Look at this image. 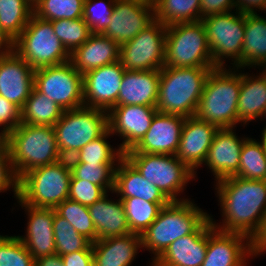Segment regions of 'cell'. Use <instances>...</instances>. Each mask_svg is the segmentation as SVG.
Masks as SVG:
<instances>
[{
    "label": "cell",
    "mask_w": 266,
    "mask_h": 266,
    "mask_svg": "<svg viewBox=\"0 0 266 266\" xmlns=\"http://www.w3.org/2000/svg\"><path fill=\"white\" fill-rule=\"evenodd\" d=\"M164 66L214 68L201 20L166 26Z\"/></svg>",
    "instance_id": "obj_7"
},
{
    "label": "cell",
    "mask_w": 266,
    "mask_h": 266,
    "mask_svg": "<svg viewBox=\"0 0 266 266\" xmlns=\"http://www.w3.org/2000/svg\"><path fill=\"white\" fill-rule=\"evenodd\" d=\"M116 0H85L83 19L92 33H102L111 22L114 3Z\"/></svg>",
    "instance_id": "obj_43"
},
{
    "label": "cell",
    "mask_w": 266,
    "mask_h": 266,
    "mask_svg": "<svg viewBox=\"0 0 266 266\" xmlns=\"http://www.w3.org/2000/svg\"><path fill=\"white\" fill-rule=\"evenodd\" d=\"M55 211L64 217L79 234L84 235L92 243L97 241L96 229L88 207L67 199L60 203Z\"/></svg>",
    "instance_id": "obj_40"
},
{
    "label": "cell",
    "mask_w": 266,
    "mask_h": 266,
    "mask_svg": "<svg viewBox=\"0 0 266 266\" xmlns=\"http://www.w3.org/2000/svg\"><path fill=\"white\" fill-rule=\"evenodd\" d=\"M212 69L164 66L160 70L157 111L186 118L195 116L204 84Z\"/></svg>",
    "instance_id": "obj_4"
},
{
    "label": "cell",
    "mask_w": 266,
    "mask_h": 266,
    "mask_svg": "<svg viewBox=\"0 0 266 266\" xmlns=\"http://www.w3.org/2000/svg\"><path fill=\"white\" fill-rule=\"evenodd\" d=\"M236 8L235 0H201L200 20L206 16L225 14Z\"/></svg>",
    "instance_id": "obj_47"
},
{
    "label": "cell",
    "mask_w": 266,
    "mask_h": 266,
    "mask_svg": "<svg viewBox=\"0 0 266 266\" xmlns=\"http://www.w3.org/2000/svg\"><path fill=\"white\" fill-rule=\"evenodd\" d=\"M17 200L19 205L25 209L26 215H28L26 235H18V238L34 259L55 254L54 208L34 207L24 204L19 198Z\"/></svg>",
    "instance_id": "obj_21"
},
{
    "label": "cell",
    "mask_w": 266,
    "mask_h": 266,
    "mask_svg": "<svg viewBox=\"0 0 266 266\" xmlns=\"http://www.w3.org/2000/svg\"><path fill=\"white\" fill-rule=\"evenodd\" d=\"M245 35L242 45V70L266 66V17L245 14Z\"/></svg>",
    "instance_id": "obj_30"
},
{
    "label": "cell",
    "mask_w": 266,
    "mask_h": 266,
    "mask_svg": "<svg viewBox=\"0 0 266 266\" xmlns=\"http://www.w3.org/2000/svg\"><path fill=\"white\" fill-rule=\"evenodd\" d=\"M131 233L142 234L168 203H153L137 197L122 200Z\"/></svg>",
    "instance_id": "obj_36"
},
{
    "label": "cell",
    "mask_w": 266,
    "mask_h": 266,
    "mask_svg": "<svg viewBox=\"0 0 266 266\" xmlns=\"http://www.w3.org/2000/svg\"><path fill=\"white\" fill-rule=\"evenodd\" d=\"M209 217L194 233L172 242L151 266H201L207 250V227Z\"/></svg>",
    "instance_id": "obj_23"
},
{
    "label": "cell",
    "mask_w": 266,
    "mask_h": 266,
    "mask_svg": "<svg viewBox=\"0 0 266 266\" xmlns=\"http://www.w3.org/2000/svg\"><path fill=\"white\" fill-rule=\"evenodd\" d=\"M160 70H125L117 106L144 105L156 107L159 91Z\"/></svg>",
    "instance_id": "obj_24"
},
{
    "label": "cell",
    "mask_w": 266,
    "mask_h": 266,
    "mask_svg": "<svg viewBox=\"0 0 266 266\" xmlns=\"http://www.w3.org/2000/svg\"><path fill=\"white\" fill-rule=\"evenodd\" d=\"M4 139L18 179L32 169L63 159L52 126L20 123Z\"/></svg>",
    "instance_id": "obj_5"
},
{
    "label": "cell",
    "mask_w": 266,
    "mask_h": 266,
    "mask_svg": "<svg viewBox=\"0 0 266 266\" xmlns=\"http://www.w3.org/2000/svg\"><path fill=\"white\" fill-rule=\"evenodd\" d=\"M249 257L253 258V241L248 236L221 232L212 223L207 227L206 257L201 266H247Z\"/></svg>",
    "instance_id": "obj_14"
},
{
    "label": "cell",
    "mask_w": 266,
    "mask_h": 266,
    "mask_svg": "<svg viewBox=\"0 0 266 266\" xmlns=\"http://www.w3.org/2000/svg\"><path fill=\"white\" fill-rule=\"evenodd\" d=\"M35 266H64L59 254H51L35 259Z\"/></svg>",
    "instance_id": "obj_52"
},
{
    "label": "cell",
    "mask_w": 266,
    "mask_h": 266,
    "mask_svg": "<svg viewBox=\"0 0 266 266\" xmlns=\"http://www.w3.org/2000/svg\"><path fill=\"white\" fill-rule=\"evenodd\" d=\"M85 0H40L33 8V14L40 19L76 20L83 18Z\"/></svg>",
    "instance_id": "obj_38"
},
{
    "label": "cell",
    "mask_w": 266,
    "mask_h": 266,
    "mask_svg": "<svg viewBox=\"0 0 266 266\" xmlns=\"http://www.w3.org/2000/svg\"><path fill=\"white\" fill-rule=\"evenodd\" d=\"M111 135L110 130L107 129L100 137L86 144L73 157L68 158L69 163L118 164L124 157V153L119 147L114 149L109 144L107 138Z\"/></svg>",
    "instance_id": "obj_33"
},
{
    "label": "cell",
    "mask_w": 266,
    "mask_h": 266,
    "mask_svg": "<svg viewBox=\"0 0 266 266\" xmlns=\"http://www.w3.org/2000/svg\"><path fill=\"white\" fill-rule=\"evenodd\" d=\"M28 2V4L34 8L35 5L40 1V0H26Z\"/></svg>",
    "instance_id": "obj_55"
},
{
    "label": "cell",
    "mask_w": 266,
    "mask_h": 266,
    "mask_svg": "<svg viewBox=\"0 0 266 266\" xmlns=\"http://www.w3.org/2000/svg\"><path fill=\"white\" fill-rule=\"evenodd\" d=\"M21 121V109L0 95V138L4 139Z\"/></svg>",
    "instance_id": "obj_46"
},
{
    "label": "cell",
    "mask_w": 266,
    "mask_h": 266,
    "mask_svg": "<svg viewBox=\"0 0 266 266\" xmlns=\"http://www.w3.org/2000/svg\"><path fill=\"white\" fill-rule=\"evenodd\" d=\"M124 157L143 178L157 186L169 201L187 200L178 197L184 192L187 183L194 180L197 174L175 155L124 153Z\"/></svg>",
    "instance_id": "obj_8"
},
{
    "label": "cell",
    "mask_w": 266,
    "mask_h": 266,
    "mask_svg": "<svg viewBox=\"0 0 266 266\" xmlns=\"http://www.w3.org/2000/svg\"><path fill=\"white\" fill-rule=\"evenodd\" d=\"M266 253V218L261 232L253 240V257Z\"/></svg>",
    "instance_id": "obj_50"
},
{
    "label": "cell",
    "mask_w": 266,
    "mask_h": 266,
    "mask_svg": "<svg viewBox=\"0 0 266 266\" xmlns=\"http://www.w3.org/2000/svg\"><path fill=\"white\" fill-rule=\"evenodd\" d=\"M234 176L248 180H266V151L261 141L249 137L244 141L239 171Z\"/></svg>",
    "instance_id": "obj_34"
},
{
    "label": "cell",
    "mask_w": 266,
    "mask_h": 266,
    "mask_svg": "<svg viewBox=\"0 0 266 266\" xmlns=\"http://www.w3.org/2000/svg\"><path fill=\"white\" fill-rule=\"evenodd\" d=\"M120 46L101 33L89 39L70 54V62L82 75L93 69L119 61Z\"/></svg>",
    "instance_id": "obj_25"
},
{
    "label": "cell",
    "mask_w": 266,
    "mask_h": 266,
    "mask_svg": "<svg viewBox=\"0 0 266 266\" xmlns=\"http://www.w3.org/2000/svg\"><path fill=\"white\" fill-rule=\"evenodd\" d=\"M0 266H35V259L18 236L0 235Z\"/></svg>",
    "instance_id": "obj_42"
},
{
    "label": "cell",
    "mask_w": 266,
    "mask_h": 266,
    "mask_svg": "<svg viewBox=\"0 0 266 266\" xmlns=\"http://www.w3.org/2000/svg\"><path fill=\"white\" fill-rule=\"evenodd\" d=\"M235 5L234 11L243 14H257L258 9L259 11H266V0H235Z\"/></svg>",
    "instance_id": "obj_49"
},
{
    "label": "cell",
    "mask_w": 266,
    "mask_h": 266,
    "mask_svg": "<svg viewBox=\"0 0 266 266\" xmlns=\"http://www.w3.org/2000/svg\"><path fill=\"white\" fill-rule=\"evenodd\" d=\"M201 0H158L154 5L155 20L163 25L200 21Z\"/></svg>",
    "instance_id": "obj_32"
},
{
    "label": "cell",
    "mask_w": 266,
    "mask_h": 266,
    "mask_svg": "<svg viewBox=\"0 0 266 266\" xmlns=\"http://www.w3.org/2000/svg\"><path fill=\"white\" fill-rule=\"evenodd\" d=\"M107 194L88 207L97 240L131 233L122 200L119 198L114 201Z\"/></svg>",
    "instance_id": "obj_28"
},
{
    "label": "cell",
    "mask_w": 266,
    "mask_h": 266,
    "mask_svg": "<svg viewBox=\"0 0 266 266\" xmlns=\"http://www.w3.org/2000/svg\"><path fill=\"white\" fill-rule=\"evenodd\" d=\"M228 12L201 19L211 50L214 68H226V59L233 68L242 69V45L245 35V14ZM231 58V59H230ZM225 59V60H224ZM225 65V66H224Z\"/></svg>",
    "instance_id": "obj_11"
},
{
    "label": "cell",
    "mask_w": 266,
    "mask_h": 266,
    "mask_svg": "<svg viewBox=\"0 0 266 266\" xmlns=\"http://www.w3.org/2000/svg\"><path fill=\"white\" fill-rule=\"evenodd\" d=\"M70 179L68 159L37 167L19 179V199L34 207L55 209L68 199Z\"/></svg>",
    "instance_id": "obj_6"
},
{
    "label": "cell",
    "mask_w": 266,
    "mask_h": 266,
    "mask_svg": "<svg viewBox=\"0 0 266 266\" xmlns=\"http://www.w3.org/2000/svg\"><path fill=\"white\" fill-rule=\"evenodd\" d=\"M14 51L34 70L70 61V53L54 34L52 23L34 14L14 40Z\"/></svg>",
    "instance_id": "obj_9"
},
{
    "label": "cell",
    "mask_w": 266,
    "mask_h": 266,
    "mask_svg": "<svg viewBox=\"0 0 266 266\" xmlns=\"http://www.w3.org/2000/svg\"><path fill=\"white\" fill-rule=\"evenodd\" d=\"M157 108L144 105L114 106L108 112V129L123 141L118 145L123 153L133 149L150 128Z\"/></svg>",
    "instance_id": "obj_16"
},
{
    "label": "cell",
    "mask_w": 266,
    "mask_h": 266,
    "mask_svg": "<svg viewBox=\"0 0 266 266\" xmlns=\"http://www.w3.org/2000/svg\"><path fill=\"white\" fill-rule=\"evenodd\" d=\"M139 249L142 243L137 233L97 240L92 243L93 266H130Z\"/></svg>",
    "instance_id": "obj_27"
},
{
    "label": "cell",
    "mask_w": 266,
    "mask_h": 266,
    "mask_svg": "<svg viewBox=\"0 0 266 266\" xmlns=\"http://www.w3.org/2000/svg\"><path fill=\"white\" fill-rule=\"evenodd\" d=\"M215 186L223 219L216 224L210 216L213 226L221 232L244 234L253 241L266 218V180L229 176L216 181Z\"/></svg>",
    "instance_id": "obj_1"
},
{
    "label": "cell",
    "mask_w": 266,
    "mask_h": 266,
    "mask_svg": "<svg viewBox=\"0 0 266 266\" xmlns=\"http://www.w3.org/2000/svg\"><path fill=\"white\" fill-rule=\"evenodd\" d=\"M50 22L52 23L54 34L70 54L85 43L92 34L91 29L83 18L76 20L59 19Z\"/></svg>",
    "instance_id": "obj_41"
},
{
    "label": "cell",
    "mask_w": 266,
    "mask_h": 266,
    "mask_svg": "<svg viewBox=\"0 0 266 266\" xmlns=\"http://www.w3.org/2000/svg\"><path fill=\"white\" fill-rule=\"evenodd\" d=\"M14 51V41L0 27V58Z\"/></svg>",
    "instance_id": "obj_51"
},
{
    "label": "cell",
    "mask_w": 266,
    "mask_h": 266,
    "mask_svg": "<svg viewBox=\"0 0 266 266\" xmlns=\"http://www.w3.org/2000/svg\"><path fill=\"white\" fill-rule=\"evenodd\" d=\"M63 112L58 104L33 88L21 109L20 123L53 127Z\"/></svg>",
    "instance_id": "obj_31"
},
{
    "label": "cell",
    "mask_w": 266,
    "mask_h": 266,
    "mask_svg": "<svg viewBox=\"0 0 266 266\" xmlns=\"http://www.w3.org/2000/svg\"><path fill=\"white\" fill-rule=\"evenodd\" d=\"M219 129L196 116L185 118L175 156L195 174L205 163L213 137Z\"/></svg>",
    "instance_id": "obj_19"
},
{
    "label": "cell",
    "mask_w": 266,
    "mask_h": 266,
    "mask_svg": "<svg viewBox=\"0 0 266 266\" xmlns=\"http://www.w3.org/2000/svg\"><path fill=\"white\" fill-rule=\"evenodd\" d=\"M33 8L26 0H0V27L14 41L27 26Z\"/></svg>",
    "instance_id": "obj_35"
},
{
    "label": "cell",
    "mask_w": 266,
    "mask_h": 266,
    "mask_svg": "<svg viewBox=\"0 0 266 266\" xmlns=\"http://www.w3.org/2000/svg\"><path fill=\"white\" fill-rule=\"evenodd\" d=\"M166 26L154 20L120 46L119 61L125 70H161L164 67Z\"/></svg>",
    "instance_id": "obj_13"
},
{
    "label": "cell",
    "mask_w": 266,
    "mask_h": 266,
    "mask_svg": "<svg viewBox=\"0 0 266 266\" xmlns=\"http://www.w3.org/2000/svg\"><path fill=\"white\" fill-rule=\"evenodd\" d=\"M261 135H262L261 142L263 143L264 149L266 151V126L263 128V131H262Z\"/></svg>",
    "instance_id": "obj_53"
},
{
    "label": "cell",
    "mask_w": 266,
    "mask_h": 266,
    "mask_svg": "<svg viewBox=\"0 0 266 266\" xmlns=\"http://www.w3.org/2000/svg\"><path fill=\"white\" fill-rule=\"evenodd\" d=\"M154 20V6L137 0H116L111 22L101 34L121 46Z\"/></svg>",
    "instance_id": "obj_17"
},
{
    "label": "cell",
    "mask_w": 266,
    "mask_h": 266,
    "mask_svg": "<svg viewBox=\"0 0 266 266\" xmlns=\"http://www.w3.org/2000/svg\"><path fill=\"white\" fill-rule=\"evenodd\" d=\"M53 127L59 152L68 159L108 129V112L86 106L64 110Z\"/></svg>",
    "instance_id": "obj_10"
},
{
    "label": "cell",
    "mask_w": 266,
    "mask_h": 266,
    "mask_svg": "<svg viewBox=\"0 0 266 266\" xmlns=\"http://www.w3.org/2000/svg\"><path fill=\"white\" fill-rule=\"evenodd\" d=\"M60 256L64 266H93L92 250H80Z\"/></svg>",
    "instance_id": "obj_48"
},
{
    "label": "cell",
    "mask_w": 266,
    "mask_h": 266,
    "mask_svg": "<svg viewBox=\"0 0 266 266\" xmlns=\"http://www.w3.org/2000/svg\"><path fill=\"white\" fill-rule=\"evenodd\" d=\"M112 193L124 198L137 197L153 203H169L157 186L149 182L137 169L123 157L115 169L114 189Z\"/></svg>",
    "instance_id": "obj_26"
},
{
    "label": "cell",
    "mask_w": 266,
    "mask_h": 266,
    "mask_svg": "<svg viewBox=\"0 0 266 266\" xmlns=\"http://www.w3.org/2000/svg\"><path fill=\"white\" fill-rule=\"evenodd\" d=\"M34 69L15 51L0 58V95L20 109L34 88Z\"/></svg>",
    "instance_id": "obj_20"
},
{
    "label": "cell",
    "mask_w": 266,
    "mask_h": 266,
    "mask_svg": "<svg viewBox=\"0 0 266 266\" xmlns=\"http://www.w3.org/2000/svg\"><path fill=\"white\" fill-rule=\"evenodd\" d=\"M125 69L120 61L83 74L84 106L109 112L117 106Z\"/></svg>",
    "instance_id": "obj_15"
},
{
    "label": "cell",
    "mask_w": 266,
    "mask_h": 266,
    "mask_svg": "<svg viewBox=\"0 0 266 266\" xmlns=\"http://www.w3.org/2000/svg\"><path fill=\"white\" fill-rule=\"evenodd\" d=\"M118 164L69 163L71 179H81L101 186L107 193L114 189Z\"/></svg>",
    "instance_id": "obj_39"
},
{
    "label": "cell",
    "mask_w": 266,
    "mask_h": 266,
    "mask_svg": "<svg viewBox=\"0 0 266 266\" xmlns=\"http://www.w3.org/2000/svg\"><path fill=\"white\" fill-rule=\"evenodd\" d=\"M137 1L145 2L147 4L154 6L158 0H137Z\"/></svg>",
    "instance_id": "obj_54"
},
{
    "label": "cell",
    "mask_w": 266,
    "mask_h": 266,
    "mask_svg": "<svg viewBox=\"0 0 266 266\" xmlns=\"http://www.w3.org/2000/svg\"><path fill=\"white\" fill-rule=\"evenodd\" d=\"M262 69L266 73V66L262 67Z\"/></svg>",
    "instance_id": "obj_56"
},
{
    "label": "cell",
    "mask_w": 266,
    "mask_h": 266,
    "mask_svg": "<svg viewBox=\"0 0 266 266\" xmlns=\"http://www.w3.org/2000/svg\"><path fill=\"white\" fill-rule=\"evenodd\" d=\"M192 200L170 201L140 235L142 249L153 253L155 262L176 239L194 233L208 218Z\"/></svg>",
    "instance_id": "obj_3"
},
{
    "label": "cell",
    "mask_w": 266,
    "mask_h": 266,
    "mask_svg": "<svg viewBox=\"0 0 266 266\" xmlns=\"http://www.w3.org/2000/svg\"><path fill=\"white\" fill-rule=\"evenodd\" d=\"M235 128L219 129L212 140L205 163L215 181L234 176L239 171L240 153L248 137L238 138Z\"/></svg>",
    "instance_id": "obj_22"
},
{
    "label": "cell",
    "mask_w": 266,
    "mask_h": 266,
    "mask_svg": "<svg viewBox=\"0 0 266 266\" xmlns=\"http://www.w3.org/2000/svg\"><path fill=\"white\" fill-rule=\"evenodd\" d=\"M266 113V73L258 75L241 73V87L238 98L237 114L239 123L247 125Z\"/></svg>",
    "instance_id": "obj_29"
},
{
    "label": "cell",
    "mask_w": 266,
    "mask_h": 266,
    "mask_svg": "<svg viewBox=\"0 0 266 266\" xmlns=\"http://www.w3.org/2000/svg\"><path fill=\"white\" fill-rule=\"evenodd\" d=\"M107 192L98 185L81 179H70L68 199L89 207Z\"/></svg>",
    "instance_id": "obj_44"
},
{
    "label": "cell",
    "mask_w": 266,
    "mask_h": 266,
    "mask_svg": "<svg viewBox=\"0 0 266 266\" xmlns=\"http://www.w3.org/2000/svg\"><path fill=\"white\" fill-rule=\"evenodd\" d=\"M34 88L53 100L63 110L84 106L83 75L70 61L34 71Z\"/></svg>",
    "instance_id": "obj_12"
},
{
    "label": "cell",
    "mask_w": 266,
    "mask_h": 266,
    "mask_svg": "<svg viewBox=\"0 0 266 266\" xmlns=\"http://www.w3.org/2000/svg\"><path fill=\"white\" fill-rule=\"evenodd\" d=\"M13 190L15 199L19 198V179L13 169L5 139L0 138V192Z\"/></svg>",
    "instance_id": "obj_45"
},
{
    "label": "cell",
    "mask_w": 266,
    "mask_h": 266,
    "mask_svg": "<svg viewBox=\"0 0 266 266\" xmlns=\"http://www.w3.org/2000/svg\"><path fill=\"white\" fill-rule=\"evenodd\" d=\"M185 118L181 115L157 112L144 137L133 149L125 153L175 155Z\"/></svg>",
    "instance_id": "obj_18"
},
{
    "label": "cell",
    "mask_w": 266,
    "mask_h": 266,
    "mask_svg": "<svg viewBox=\"0 0 266 266\" xmlns=\"http://www.w3.org/2000/svg\"><path fill=\"white\" fill-rule=\"evenodd\" d=\"M53 230L56 254L66 255L80 250H92V242L75 228L54 209Z\"/></svg>",
    "instance_id": "obj_37"
},
{
    "label": "cell",
    "mask_w": 266,
    "mask_h": 266,
    "mask_svg": "<svg viewBox=\"0 0 266 266\" xmlns=\"http://www.w3.org/2000/svg\"><path fill=\"white\" fill-rule=\"evenodd\" d=\"M228 68L210 71L195 114L218 129L235 128L239 123L237 107L241 72L239 68Z\"/></svg>",
    "instance_id": "obj_2"
}]
</instances>
